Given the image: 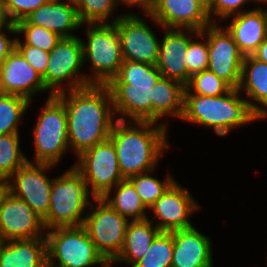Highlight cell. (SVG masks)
I'll return each instance as SVG.
<instances>
[{
    "instance_id": "cell-28",
    "label": "cell",
    "mask_w": 267,
    "mask_h": 267,
    "mask_svg": "<svg viewBox=\"0 0 267 267\" xmlns=\"http://www.w3.org/2000/svg\"><path fill=\"white\" fill-rule=\"evenodd\" d=\"M162 77L156 65L123 60L117 75L109 83H128L132 86H154Z\"/></svg>"
},
{
    "instance_id": "cell-41",
    "label": "cell",
    "mask_w": 267,
    "mask_h": 267,
    "mask_svg": "<svg viewBox=\"0 0 267 267\" xmlns=\"http://www.w3.org/2000/svg\"><path fill=\"white\" fill-rule=\"evenodd\" d=\"M127 6H140L145 14H150L155 8L157 0H119V3Z\"/></svg>"
},
{
    "instance_id": "cell-47",
    "label": "cell",
    "mask_w": 267,
    "mask_h": 267,
    "mask_svg": "<svg viewBox=\"0 0 267 267\" xmlns=\"http://www.w3.org/2000/svg\"><path fill=\"white\" fill-rule=\"evenodd\" d=\"M256 2H258V3L260 2V3L265 4V5L267 4V0H256Z\"/></svg>"
},
{
    "instance_id": "cell-40",
    "label": "cell",
    "mask_w": 267,
    "mask_h": 267,
    "mask_svg": "<svg viewBox=\"0 0 267 267\" xmlns=\"http://www.w3.org/2000/svg\"><path fill=\"white\" fill-rule=\"evenodd\" d=\"M7 33L17 34L16 26L13 23L1 24L0 25V66L8 57V55L15 49L16 38L10 40L9 37L4 34L5 29Z\"/></svg>"
},
{
    "instance_id": "cell-37",
    "label": "cell",
    "mask_w": 267,
    "mask_h": 267,
    "mask_svg": "<svg viewBox=\"0 0 267 267\" xmlns=\"http://www.w3.org/2000/svg\"><path fill=\"white\" fill-rule=\"evenodd\" d=\"M51 0H4L5 11L10 23L26 19L34 10Z\"/></svg>"
},
{
    "instance_id": "cell-34",
    "label": "cell",
    "mask_w": 267,
    "mask_h": 267,
    "mask_svg": "<svg viewBox=\"0 0 267 267\" xmlns=\"http://www.w3.org/2000/svg\"><path fill=\"white\" fill-rule=\"evenodd\" d=\"M15 26L17 35L24 34L25 40L22 42L25 45L36 47L46 52H50L62 39L57 33L30 24L26 19L18 21Z\"/></svg>"
},
{
    "instance_id": "cell-45",
    "label": "cell",
    "mask_w": 267,
    "mask_h": 267,
    "mask_svg": "<svg viewBox=\"0 0 267 267\" xmlns=\"http://www.w3.org/2000/svg\"><path fill=\"white\" fill-rule=\"evenodd\" d=\"M6 190V181L0 180V197Z\"/></svg>"
},
{
    "instance_id": "cell-4",
    "label": "cell",
    "mask_w": 267,
    "mask_h": 267,
    "mask_svg": "<svg viewBox=\"0 0 267 267\" xmlns=\"http://www.w3.org/2000/svg\"><path fill=\"white\" fill-rule=\"evenodd\" d=\"M89 194L83 176L73 166L54 178L49 211L43 219L45 229L83 225L86 216L84 210L91 203Z\"/></svg>"
},
{
    "instance_id": "cell-7",
    "label": "cell",
    "mask_w": 267,
    "mask_h": 267,
    "mask_svg": "<svg viewBox=\"0 0 267 267\" xmlns=\"http://www.w3.org/2000/svg\"><path fill=\"white\" fill-rule=\"evenodd\" d=\"M43 108L34 126V163L56 165L70 148L66 109L56 95L48 96Z\"/></svg>"
},
{
    "instance_id": "cell-33",
    "label": "cell",
    "mask_w": 267,
    "mask_h": 267,
    "mask_svg": "<svg viewBox=\"0 0 267 267\" xmlns=\"http://www.w3.org/2000/svg\"><path fill=\"white\" fill-rule=\"evenodd\" d=\"M230 89L231 87L225 81L207 69L190 77L188 84L185 86L184 94L221 96Z\"/></svg>"
},
{
    "instance_id": "cell-2",
    "label": "cell",
    "mask_w": 267,
    "mask_h": 267,
    "mask_svg": "<svg viewBox=\"0 0 267 267\" xmlns=\"http://www.w3.org/2000/svg\"><path fill=\"white\" fill-rule=\"evenodd\" d=\"M157 124L152 121L128 120H116L113 124L109 139L115 146L124 179L154 171L159 157L169 147L166 140L168 124Z\"/></svg>"
},
{
    "instance_id": "cell-18",
    "label": "cell",
    "mask_w": 267,
    "mask_h": 267,
    "mask_svg": "<svg viewBox=\"0 0 267 267\" xmlns=\"http://www.w3.org/2000/svg\"><path fill=\"white\" fill-rule=\"evenodd\" d=\"M1 84L5 94H15L30 102L36 93L45 92L41 75L14 49L0 66Z\"/></svg>"
},
{
    "instance_id": "cell-11",
    "label": "cell",
    "mask_w": 267,
    "mask_h": 267,
    "mask_svg": "<svg viewBox=\"0 0 267 267\" xmlns=\"http://www.w3.org/2000/svg\"><path fill=\"white\" fill-rule=\"evenodd\" d=\"M52 164L33 163L30 160L19 167L6 181V189L25 201L33 211L44 219L49 211L50 192L54 179L45 175ZM11 180L12 183H11Z\"/></svg>"
},
{
    "instance_id": "cell-38",
    "label": "cell",
    "mask_w": 267,
    "mask_h": 267,
    "mask_svg": "<svg viewBox=\"0 0 267 267\" xmlns=\"http://www.w3.org/2000/svg\"><path fill=\"white\" fill-rule=\"evenodd\" d=\"M15 49L41 75V77L45 75L50 56L49 52L25 45L20 38H16Z\"/></svg>"
},
{
    "instance_id": "cell-31",
    "label": "cell",
    "mask_w": 267,
    "mask_h": 267,
    "mask_svg": "<svg viewBox=\"0 0 267 267\" xmlns=\"http://www.w3.org/2000/svg\"><path fill=\"white\" fill-rule=\"evenodd\" d=\"M173 255V231L160 232L139 261L132 267H171Z\"/></svg>"
},
{
    "instance_id": "cell-26",
    "label": "cell",
    "mask_w": 267,
    "mask_h": 267,
    "mask_svg": "<svg viewBox=\"0 0 267 267\" xmlns=\"http://www.w3.org/2000/svg\"><path fill=\"white\" fill-rule=\"evenodd\" d=\"M152 90V122H157L168 114L181 120L185 85L179 81L161 77Z\"/></svg>"
},
{
    "instance_id": "cell-30",
    "label": "cell",
    "mask_w": 267,
    "mask_h": 267,
    "mask_svg": "<svg viewBox=\"0 0 267 267\" xmlns=\"http://www.w3.org/2000/svg\"><path fill=\"white\" fill-rule=\"evenodd\" d=\"M20 133L0 135V180L7 179L29 160L20 149Z\"/></svg>"
},
{
    "instance_id": "cell-21",
    "label": "cell",
    "mask_w": 267,
    "mask_h": 267,
    "mask_svg": "<svg viewBox=\"0 0 267 267\" xmlns=\"http://www.w3.org/2000/svg\"><path fill=\"white\" fill-rule=\"evenodd\" d=\"M26 20L30 24L57 33L62 38L75 37L71 32L84 25L76 3L67 0H51L34 10Z\"/></svg>"
},
{
    "instance_id": "cell-43",
    "label": "cell",
    "mask_w": 267,
    "mask_h": 267,
    "mask_svg": "<svg viewBox=\"0 0 267 267\" xmlns=\"http://www.w3.org/2000/svg\"><path fill=\"white\" fill-rule=\"evenodd\" d=\"M10 23L5 11L4 0H0V25Z\"/></svg>"
},
{
    "instance_id": "cell-16",
    "label": "cell",
    "mask_w": 267,
    "mask_h": 267,
    "mask_svg": "<svg viewBox=\"0 0 267 267\" xmlns=\"http://www.w3.org/2000/svg\"><path fill=\"white\" fill-rule=\"evenodd\" d=\"M145 15L163 29L202 31L212 24L208 12L194 0H157L155 8Z\"/></svg>"
},
{
    "instance_id": "cell-48",
    "label": "cell",
    "mask_w": 267,
    "mask_h": 267,
    "mask_svg": "<svg viewBox=\"0 0 267 267\" xmlns=\"http://www.w3.org/2000/svg\"><path fill=\"white\" fill-rule=\"evenodd\" d=\"M67 1H71V2H75L76 3L78 0H67Z\"/></svg>"
},
{
    "instance_id": "cell-1",
    "label": "cell",
    "mask_w": 267,
    "mask_h": 267,
    "mask_svg": "<svg viewBox=\"0 0 267 267\" xmlns=\"http://www.w3.org/2000/svg\"><path fill=\"white\" fill-rule=\"evenodd\" d=\"M67 91L56 96L65 105L69 147L79 156L86 149L109 139L117 119L111 92L106 85H89Z\"/></svg>"
},
{
    "instance_id": "cell-32",
    "label": "cell",
    "mask_w": 267,
    "mask_h": 267,
    "mask_svg": "<svg viewBox=\"0 0 267 267\" xmlns=\"http://www.w3.org/2000/svg\"><path fill=\"white\" fill-rule=\"evenodd\" d=\"M152 172L141 173L128 178L133 183L137 194L148 209L175 181L170 174L167 175L164 181L158 180L155 177L149 176Z\"/></svg>"
},
{
    "instance_id": "cell-20",
    "label": "cell",
    "mask_w": 267,
    "mask_h": 267,
    "mask_svg": "<svg viewBox=\"0 0 267 267\" xmlns=\"http://www.w3.org/2000/svg\"><path fill=\"white\" fill-rule=\"evenodd\" d=\"M212 241L196 228L173 231L171 267H213Z\"/></svg>"
},
{
    "instance_id": "cell-29",
    "label": "cell",
    "mask_w": 267,
    "mask_h": 267,
    "mask_svg": "<svg viewBox=\"0 0 267 267\" xmlns=\"http://www.w3.org/2000/svg\"><path fill=\"white\" fill-rule=\"evenodd\" d=\"M29 104L27 98L15 94L0 97V135L19 133V122Z\"/></svg>"
},
{
    "instance_id": "cell-8",
    "label": "cell",
    "mask_w": 267,
    "mask_h": 267,
    "mask_svg": "<svg viewBox=\"0 0 267 267\" xmlns=\"http://www.w3.org/2000/svg\"><path fill=\"white\" fill-rule=\"evenodd\" d=\"M49 54L46 73L42 77L45 87L50 90L49 96L66 91L62 86L65 81L68 90L89 86L88 75L80 73L84 64L83 46L79 37L62 38Z\"/></svg>"
},
{
    "instance_id": "cell-17",
    "label": "cell",
    "mask_w": 267,
    "mask_h": 267,
    "mask_svg": "<svg viewBox=\"0 0 267 267\" xmlns=\"http://www.w3.org/2000/svg\"><path fill=\"white\" fill-rule=\"evenodd\" d=\"M164 37L159 45L156 67L162 77L187 85L186 56L193 29L164 28ZM188 32V33H187ZM190 32V33H189ZM190 34V35H189Z\"/></svg>"
},
{
    "instance_id": "cell-12",
    "label": "cell",
    "mask_w": 267,
    "mask_h": 267,
    "mask_svg": "<svg viewBox=\"0 0 267 267\" xmlns=\"http://www.w3.org/2000/svg\"><path fill=\"white\" fill-rule=\"evenodd\" d=\"M221 26L216 22L201 31L208 41V70L214 72L231 88H238L245 56L234 42L232 35Z\"/></svg>"
},
{
    "instance_id": "cell-24",
    "label": "cell",
    "mask_w": 267,
    "mask_h": 267,
    "mask_svg": "<svg viewBox=\"0 0 267 267\" xmlns=\"http://www.w3.org/2000/svg\"><path fill=\"white\" fill-rule=\"evenodd\" d=\"M238 90L246 93L251 108L261 117H267V63L261 62L253 55L245 56L241 69ZM251 100L256 101L254 104Z\"/></svg>"
},
{
    "instance_id": "cell-36",
    "label": "cell",
    "mask_w": 267,
    "mask_h": 267,
    "mask_svg": "<svg viewBox=\"0 0 267 267\" xmlns=\"http://www.w3.org/2000/svg\"><path fill=\"white\" fill-rule=\"evenodd\" d=\"M198 39H204L205 42H199L191 39L187 49L186 65H187V84L190 77L198 72L208 69L209 64V49L208 41L204 34L199 31L196 36Z\"/></svg>"
},
{
    "instance_id": "cell-22",
    "label": "cell",
    "mask_w": 267,
    "mask_h": 267,
    "mask_svg": "<svg viewBox=\"0 0 267 267\" xmlns=\"http://www.w3.org/2000/svg\"><path fill=\"white\" fill-rule=\"evenodd\" d=\"M232 18L226 30L244 56L253 55L267 34V9L257 7Z\"/></svg>"
},
{
    "instance_id": "cell-10",
    "label": "cell",
    "mask_w": 267,
    "mask_h": 267,
    "mask_svg": "<svg viewBox=\"0 0 267 267\" xmlns=\"http://www.w3.org/2000/svg\"><path fill=\"white\" fill-rule=\"evenodd\" d=\"M97 205L90 203L83 226L97 251L110 264L119 255L129 220L115 211L102 198H93ZM92 211V212H91Z\"/></svg>"
},
{
    "instance_id": "cell-14",
    "label": "cell",
    "mask_w": 267,
    "mask_h": 267,
    "mask_svg": "<svg viewBox=\"0 0 267 267\" xmlns=\"http://www.w3.org/2000/svg\"><path fill=\"white\" fill-rule=\"evenodd\" d=\"M43 219L7 189L0 197V241L45 237Z\"/></svg>"
},
{
    "instance_id": "cell-25",
    "label": "cell",
    "mask_w": 267,
    "mask_h": 267,
    "mask_svg": "<svg viewBox=\"0 0 267 267\" xmlns=\"http://www.w3.org/2000/svg\"><path fill=\"white\" fill-rule=\"evenodd\" d=\"M149 218L135 220L127 225L123 247L119 255L112 261L113 263H126L132 267L148 252L152 241L161 232ZM154 226V227H153Z\"/></svg>"
},
{
    "instance_id": "cell-44",
    "label": "cell",
    "mask_w": 267,
    "mask_h": 267,
    "mask_svg": "<svg viewBox=\"0 0 267 267\" xmlns=\"http://www.w3.org/2000/svg\"><path fill=\"white\" fill-rule=\"evenodd\" d=\"M197 2L200 6H202L209 15V18L211 20V5H212V0H194Z\"/></svg>"
},
{
    "instance_id": "cell-42",
    "label": "cell",
    "mask_w": 267,
    "mask_h": 267,
    "mask_svg": "<svg viewBox=\"0 0 267 267\" xmlns=\"http://www.w3.org/2000/svg\"><path fill=\"white\" fill-rule=\"evenodd\" d=\"M253 56L259 61L267 63V34Z\"/></svg>"
},
{
    "instance_id": "cell-27",
    "label": "cell",
    "mask_w": 267,
    "mask_h": 267,
    "mask_svg": "<svg viewBox=\"0 0 267 267\" xmlns=\"http://www.w3.org/2000/svg\"><path fill=\"white\" fill-rule=\"evenodd\" d=\"M114 187V190L116 189L114 197L104 195L102 199L105 202L115 211L119 212L121 216L132 219V221L148 218L145 212L148 208L143 204L133 183L129 179L121 180Z\"/></svg>"
},
{
    "instance_id": "cell-6",
    "label": "cell",
    "mask_w": 267,
    "mask_h": 267,
    "mask_svg": "<svg viewBox=\"0 0 267 267\" xmlns=\"http://www.w3.org/2000/svg\"><path fill=\"white\" fill-rule=\"evenodd\" d=\"M46 233L47 267H110L83 225L56 227Z\"/></svg>"
},
{
    "instance_id": "cell-19",
    "label": "cell",
    "mask_w": 267,
    "mask_h": 267,
    "mask_svg": "<svg viewBox=\"0 0 267 267\" xmlns=\"http://www.w3.org/2000/svg\"><path fill=\"white\" fill-rule=\"evenodd\" d=\"M106 86L111 92L114 113L120 114L117 120L152 121L154 86H132L128 83H108Z\"/></svg>"
},
{
    "instance_id": "cell-39",
    "label": "cell",
    "mask_w": 267,
    "mask_h": 267,
    "mask_svg": "<svg viewBox=\"0 0 267 267\" xmlns=\"http://www.w3.org/2000/svg\"><path fill=\"white\" fill-rule=\"evenodd\" d=\"M255 2L256 0H212L211 5V21L215 23L213 16H218L220 19H226L242 12H245L243 5L247 2Z\"/></svg>"
},
{
    "instance_id": "cell-35",
    "label": "cell",
    "mask_w": 267,
    "mask_h": 267,
    "mask_svg": "<svg viewBox=\"0 0 267 267\" xmlns=\"http://www.w3.org/2000/svg\"><path fill=\"white\" fill-rule=\"evenodd\" d=\"M119 0H78L76 7L80 20L86 23H107ZM110 17V18H109Z\"/></svg>"
},
{
    "instance_id": "cell-15",
    "label": "cell",
    "mask_w": 267,
    "mask_h": 267,
    "mask_svg": "<svg viewBox=\"0 0 267 267\" xmlns=\"http://www.w3.org/2000/svg\"><path fill=\"white\" fill-rule=\"evenodd\" d=\"M198 208L190 192L174 181L149 209L155 214L152 219L160 220L155 224L158 229L172 232L193 227L188 217Z\"/></svg>"
},
{
    "instance_id": "cell-13",
    "label": "cell",
    "mask_w": 267,
    "mask_h": 267,
    "mask_svg": "<svg viewBox=\"0 0 267 267\" xmlns=\"http://www.w3.org/2000/svg\"><path fill=\"white\" fill-rule=\"evenodd\" d=\"M118 30L123 60L156 65L159 54V38L135 13L118 15L112 20Z\"/></svg>"
},
{
    "instance_id": "cell-3",
    "label": "cell",
    "mask_w": 267,
    "mask_h": 267,
    "mask_svg": "<svg viewBox=\"0 0 267 267\" xmlns=\"http://www.w3.org/2000/svg\"><path fill=\"white\" fill-rule=\"evenodd\" d=\"M238 88H231L221 96L184 94V122L197 123L214 129L218 136L227 135L231 129L261 119L251 108L247 99H242Z\"/></svg>"
},
{
    "instance_id": "cell-9",
    "label": "cell",
    "mask_w": 267,
    "mask_h": 267,
    "mask_svg": "<svg viewBox=\"0 0 267 267\" xmlns=\"http://www.w3.org/2000/svg\"><path fill=\"white\" fill-rule=\"evenodd\" d=\"M77 158L73 167L83 176L92 198L111 195L114 186L124 179L110 139L86 149Z\"/></svg>"
},
{
    "instance_id": "cell-46",
    "label": "cell",
    "mask_w": 267,
    "mask_h": 267,
    "mask_svg": "<svg viewBox=\"0 0 267 267\" xmlns=\"http://www.w3.org/2000/svg\"><path fill=\"white\" fill-rule=\"evenodd\" d=\"M4 90L2 88V84H1V77H0V97H2L4 95Z\"/></svg>"
},
{
    "instance_id": "cell-5",
    "label": "cell",
    "mask_w": 267,
    "mask_h": 267,
    "mask_svg": "<svg viewBox=\"0 0 267 267\" xmlns=\"http://www.w3.org/2000/svg\"><path fill=\"white\" fill-rule=\"evenodd\" d=\"M86 26L87 43L81 39L83 64L89 61L93 67L87 82L89 85H107L123 63L117 27L113 22L86 23Z\"/></svg>"
},
{
    "instance_id": "cell-23",
    "label": "cell",
    "mask_w": 267,
    "mask_h": 267,
    "mask_svg": "<svg viewBox=\"0 0 267 267\" xmlns=\"http://www.w3.org/2000/svg\"><path fill=\"white\" fill-rule=\"evenodd\" d=\"M0 267H47L46 237L0 241Z\"/></svg>"
}]
</instances>
